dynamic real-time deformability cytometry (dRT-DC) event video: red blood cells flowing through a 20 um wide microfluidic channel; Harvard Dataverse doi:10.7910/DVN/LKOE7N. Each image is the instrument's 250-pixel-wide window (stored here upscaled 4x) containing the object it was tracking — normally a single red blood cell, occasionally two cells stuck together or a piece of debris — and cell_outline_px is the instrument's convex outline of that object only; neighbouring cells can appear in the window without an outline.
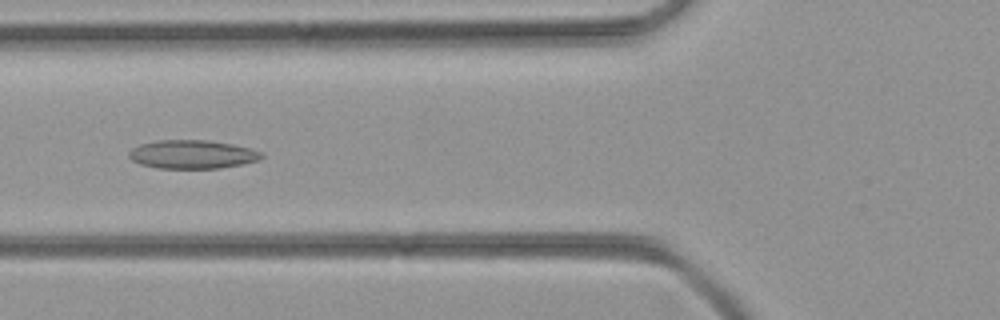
{"species": "common noctule bat (a hibernating species)", "species_latin": "Nyctalus noctula", "temperature_condition": "room temperature", "stored_images_in_passage": 8, "camera_frame_rate_fps": 3000, "um_per_image_px": 0.085, "animal": {"sex": "female", "body_mass_g": 21.9}, "frame": {"image": 1, "passage_image": 5, "time_ms": 1.333, "image_size_px": [1000, 320], "cell_outline_px": [[264, 156], [260, 160], [220, 168], [156, 168], [140, 164], [132, 160], [128, 156], [128, 152], [132, 148], [140, 144], [156, 140], [208, 140], [232, 144], [264, 152]], "centroid_in_image_um": [16.33, 13.12], "position_along_channel_um": 109.5, "area_um2": 22.14}}